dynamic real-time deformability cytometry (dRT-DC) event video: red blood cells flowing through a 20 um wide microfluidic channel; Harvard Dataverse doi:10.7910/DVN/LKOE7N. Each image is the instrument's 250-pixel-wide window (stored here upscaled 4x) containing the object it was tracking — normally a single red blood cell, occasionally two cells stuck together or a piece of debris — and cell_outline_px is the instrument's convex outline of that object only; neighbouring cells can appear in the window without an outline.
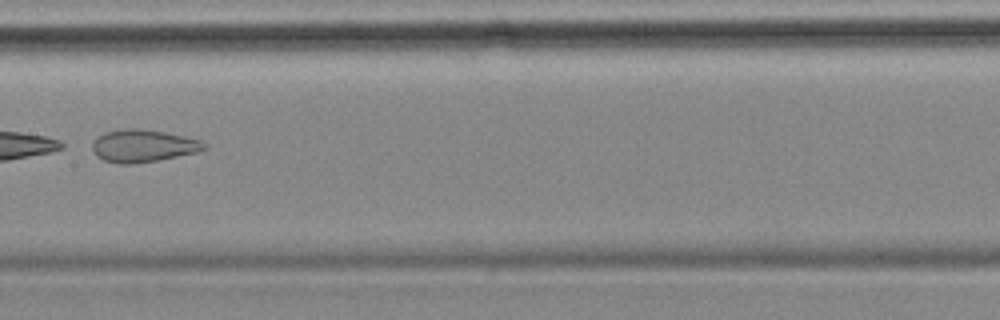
{"species": "common noctule bat (a hibernating species)", "species_latin": "Nyctalus noctula", "temperature_condition": "cold", "stored_images_in_passage": 8, "camera_frame_rate_fps": 3000, "um_per_image_px": 0.085, "animal": {"sex": "female", "body_mass_g": 18.4}, "frame": {"image": 1, "passage_image": 8, "time_ms": 8.667, "image_size_px": [1000, 320], "cell_outline_px": [[208, 148], [200, 152], [156, 160], [132, 164], [120, 164], [104, 160], [96, 156], [92, 148], [92, 144], [104, 132], [124, 128], [140, 128], [164, 132], [184, 136], [200, 140], [208, 144]], "centroid_in_image_um": [12.2, 12.39], "position_along_channel_um": 195.2, "area_um2": 21.21}}